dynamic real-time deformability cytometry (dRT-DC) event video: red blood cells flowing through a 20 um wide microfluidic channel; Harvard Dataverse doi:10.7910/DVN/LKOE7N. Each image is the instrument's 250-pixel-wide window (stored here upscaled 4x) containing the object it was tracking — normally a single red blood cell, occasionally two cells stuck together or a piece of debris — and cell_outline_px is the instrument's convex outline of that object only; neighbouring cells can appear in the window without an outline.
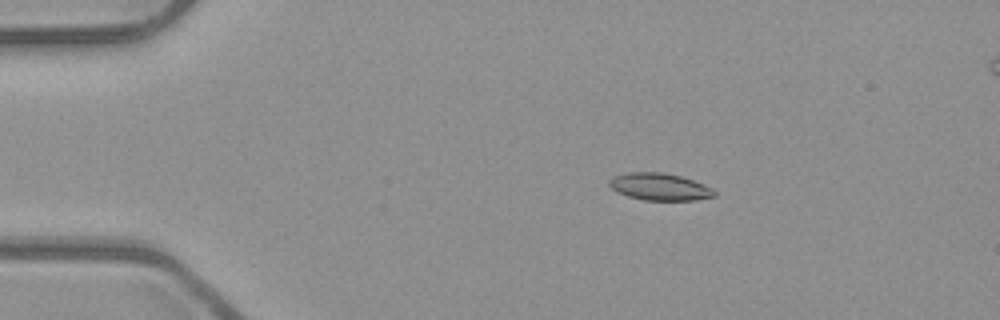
{"species": "common noctule bat (a hibernating species)", "species_latin": "Nyctalus noctula", "temperature_condition": "room temperature", "stored_images_in_passage": 6, "camera_frame_rate_fps": 3000, "um_per_image_px": 0.085, "animal": {"sex": "male", "body_mass_g": 23.1, "forearm_length_mm": 52.7}, "frame": {"image": 1, "passage_image": 2, "time_ms": 0.333, "image_size_px": [1000, 320], "cell_outline_px": [[716, 196], [696, 200], [644, 200], [628, 196], [616, 192], [608, 184], [608, 180], [612, 176], [628, 172], [660, 172], [680, 176], [704, 184], [712, 188], [716, 192]], "centroid_in_image_um": [56.05, 15.87], "position_along_channel_um": 29.0, "area_um2": 16.7}}
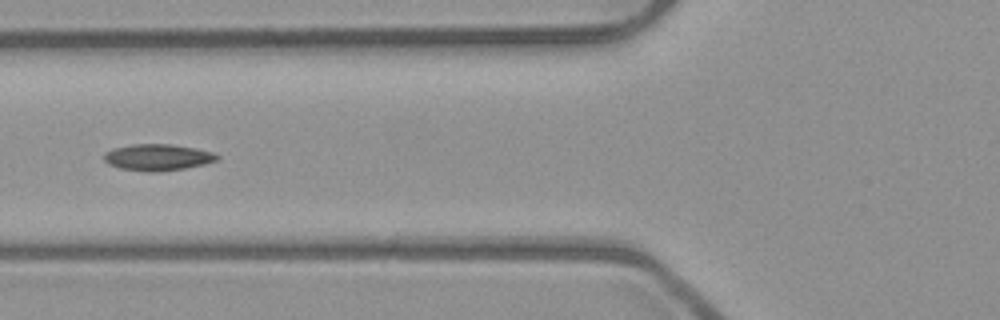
{"frame": {"image": 2, "passage_image": 5, "time_ms": 1.333, "image_size_px": [1000, 320], "cell_outline_px": [[220, 156], [216, 160], [204, 164], [184, 168], [160, 172], [148, 172], [120, 168], [108, 164], [104, 160], [104, 152], [112, 148], [132, 144], [168, 144], [192, 148], [212, 152]], "centroid_in_image_um": [13.35, 13.37], "position_along_channel_um": 112.5, "area_um2": 17.34}}
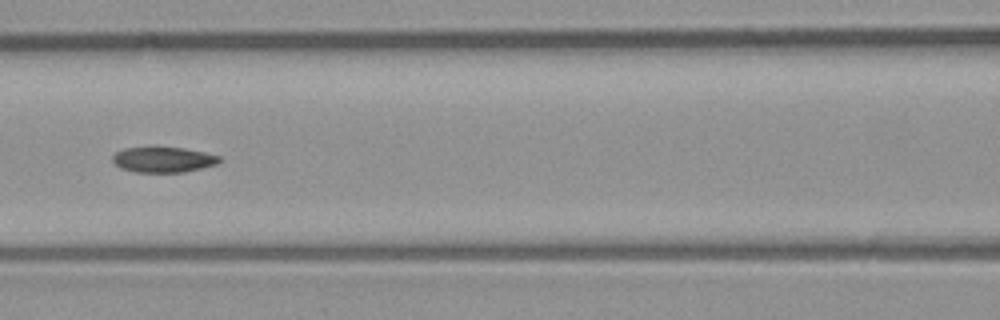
{"frame": {"image": 3, "passage_image": 6, "time_ms": 1.667, "image_size_px": [1000, 320], "cell_outline_px": [[220, 160], [216, 164], [184, 172], [136, 172], [120, 168], [112, 160], [112, 156], [116, 152], [124, 148], [184, 148], [204, 152], [220, 156]], "centroid_in_image_um": [13.86, 13.57], "position_along_channel_um": 152.7, "area_um2": 15.55}}